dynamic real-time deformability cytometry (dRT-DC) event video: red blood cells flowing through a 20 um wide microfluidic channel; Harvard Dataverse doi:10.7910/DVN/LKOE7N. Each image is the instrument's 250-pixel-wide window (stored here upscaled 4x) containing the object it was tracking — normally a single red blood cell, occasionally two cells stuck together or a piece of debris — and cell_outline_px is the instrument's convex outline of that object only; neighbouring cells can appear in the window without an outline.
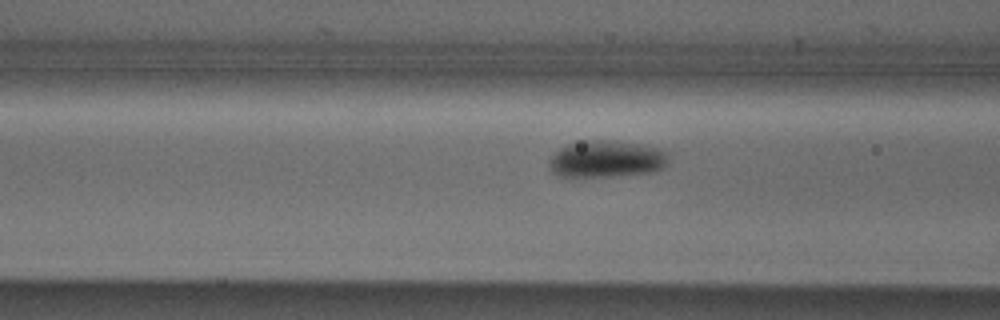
{"species": "Egyptian fruit bat (a non-hibernating species)", "species_latin": "Rousettus aegyptiacus", "temperature_condition": "cold", "stored_images_in_passage": 8, "camera_frame_rate_fps": 3000, "um_per_image_px": 0.085, "animal": {"sex": "male"}, "frame": {"image": 1, "passage_image": 6, "time_ms": 1.667, "image_size_px": [1000, 320], "cell_outline_px": [[668, 164], [664, 168], [652, 172], [612, 176], [560, 176], [552, 172], [548, 164], [548, 160], [560, 148], [568, 144], [584, 140], [616, 140], [640, 144], [660, 148], [668, 152]], "centroid_in_image_um": [51.58, 13.5], "position_along_channel_um": 115.0, "area_um2": 25.89}}